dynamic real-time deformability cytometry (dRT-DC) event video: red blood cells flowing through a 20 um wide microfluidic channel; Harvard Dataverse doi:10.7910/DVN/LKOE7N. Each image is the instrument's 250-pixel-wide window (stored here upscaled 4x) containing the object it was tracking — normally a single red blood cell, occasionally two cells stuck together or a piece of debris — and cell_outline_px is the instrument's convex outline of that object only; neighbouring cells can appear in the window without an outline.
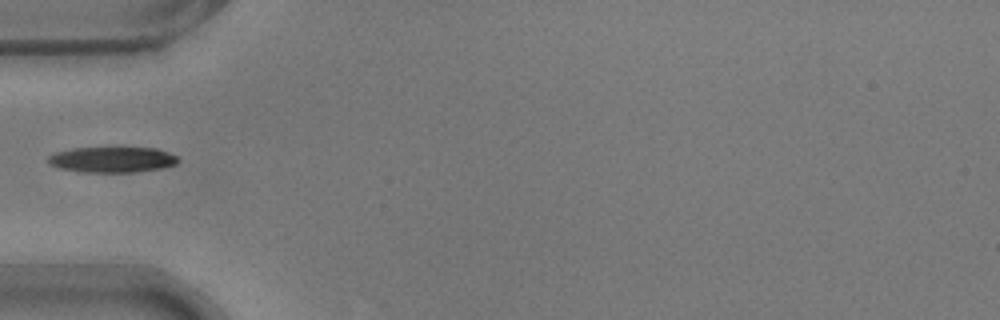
{"species": "common noctule bat (a hibernating species)", "species_latin": "Nyctalus noctula", "temperature_condition": "warm", "stored_images_in_passage": 37, "camera_frame_rate_fps": 3000, "um_per_image_px": 0.085, "animal": {"sex": "male", "body_mass_g": 17.9}, "frame": {"image": 1, "passage_image": 1, "time_ms": 0.0, "image_size_px": [1000, 320], "cell_outline_px": [[180, 160], [176, 164], [160, 168], [132, 172], [84, 172], [60, 168], [48, 164], [48, 156], [56, 152], [72, 148], [156, 148], [168, 152], [176, 156]], "centroid_in_image_um": [9.52, 13.56], "position_along_channel_um": 75.5, "area_um2": 19.25}}
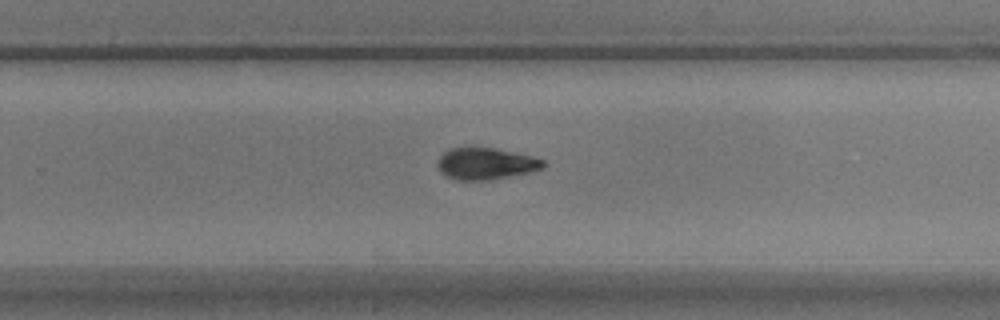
{"frame": {"image": 2, "passage_image": 18, "time_ms": 5.667, "image_size_px": [1000, 320], "cell_outline_px": [[544, 168], [528, 172], [488, 180], [456, 180], [440, 172], [436, 164], [440, 156], [444, 152], [452, 148], [492, 148], [528, 156], [544, 160]], "centroid_in_image_um": [41.23, 13.92], "position_along_channel_um": 288.6, "area_um2": 19.02}}
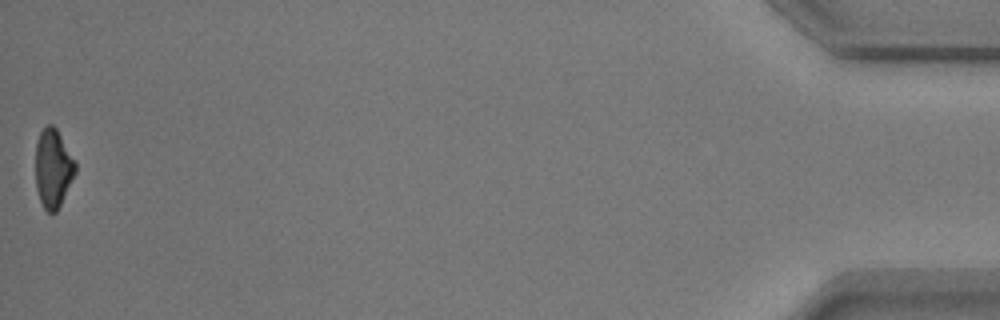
{"frame": {"image": 3, "passage_image": 37, "time_ms": 12.0, "image_size_px": [1000, 320], "cell_outline_px": [[76, 172], [56, 212], [48, 212], [44, 208], [40, 200], [36, 188], [36, 140], [40, 132], [48, 124], [52, 124], [56, 128], [76, 160]], "centroid_in_image_um": [4.52, 14.27], "position_along_channel_um": 430.7, "area_um2": 18.21}}